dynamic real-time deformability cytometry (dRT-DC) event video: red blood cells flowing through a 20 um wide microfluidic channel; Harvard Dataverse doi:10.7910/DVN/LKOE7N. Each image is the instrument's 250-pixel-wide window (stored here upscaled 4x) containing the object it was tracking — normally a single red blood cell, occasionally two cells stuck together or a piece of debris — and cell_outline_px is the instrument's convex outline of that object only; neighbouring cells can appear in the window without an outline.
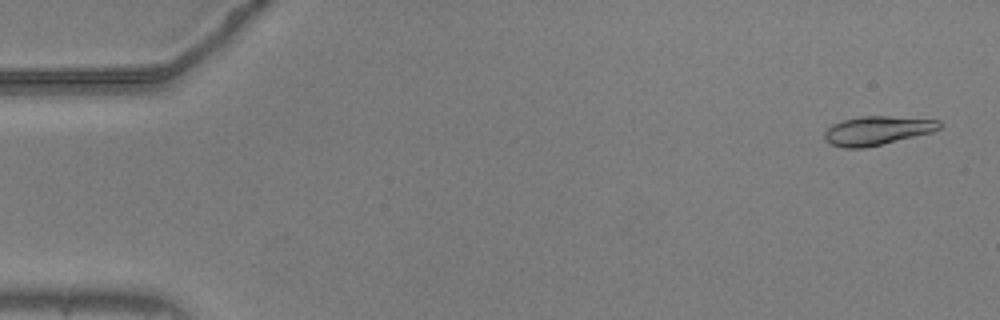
{"species": "common noctule bat (a hibernating species)", "species_latin": "Nyctalus noctula", "temperature_condition": "warm", "stored_images_in_passage": 52, "camera_frame_rate_fps": 3000, "um_per_image_px": 0.085, "animal": {"sex": "male", "body_mass_g": 20.5, "forearm_length_mm": 52.5}, "frame": {"image": 1, "passage_image": 2, "time_ms": 0.333, "image_size_px": [1000, 320], "cell_outline_px": [[940, 128], [932, 132], [864, 148], [844, 148], [832, 144], [824, 140], [824, 132], [832, 124], [844, 120], [860, 116], [888, 116], [940, 120]], "centroid_in_image_um": [74.53, 11.09], "position_along_channel_um": 10.5, "area_um2": 19.13}}
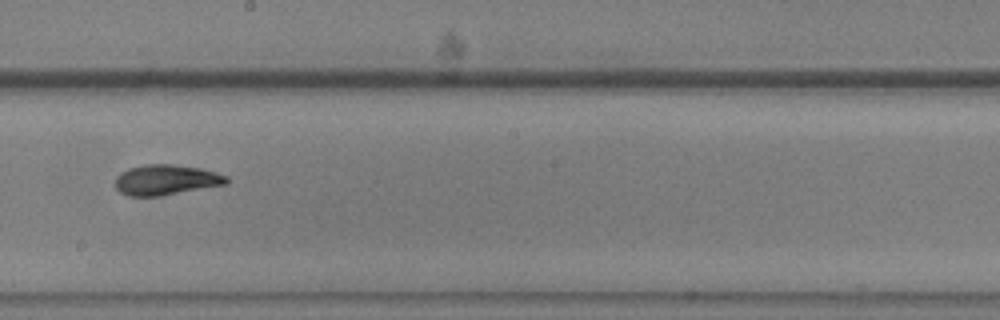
{"frame": {"image": 2, "passage_image": 31, "time_ms": 10.0, "image_size_px": [1000, 320], "cell_outline_px": [[228, 184], [160, 196], [128, 196], [120, 192], [116, 188], [116, 176], [120, 172], [128, 168], [144, 164], [172, 164], [200, 168], [216, 172], [228, 176]], "centroid_in_image_um": [14.11, 15.28], "position_along_channel_um": 234.1, "area_um2": 19.83}}
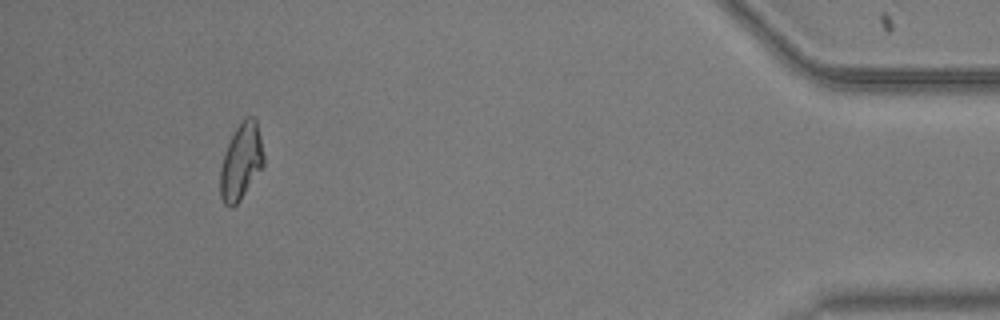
{"frame": {"image": 3, "passage_image": 51, "time_ms": 16.667, "image_size_px": [1000, 320], "cell_outline_px": [[264, 168], [240, 200], [232, 208], [228, 208], [224, 204], [220, 196], [220, 168], [224, 152], [240, 120], [244, 116], [252, 116], [256, 120], [260, 136], [264, 156]], "centroid_in_image_um": [20.5, 13.76], "position_along_channel_um": 414.7, "area_um2": 19.65}}